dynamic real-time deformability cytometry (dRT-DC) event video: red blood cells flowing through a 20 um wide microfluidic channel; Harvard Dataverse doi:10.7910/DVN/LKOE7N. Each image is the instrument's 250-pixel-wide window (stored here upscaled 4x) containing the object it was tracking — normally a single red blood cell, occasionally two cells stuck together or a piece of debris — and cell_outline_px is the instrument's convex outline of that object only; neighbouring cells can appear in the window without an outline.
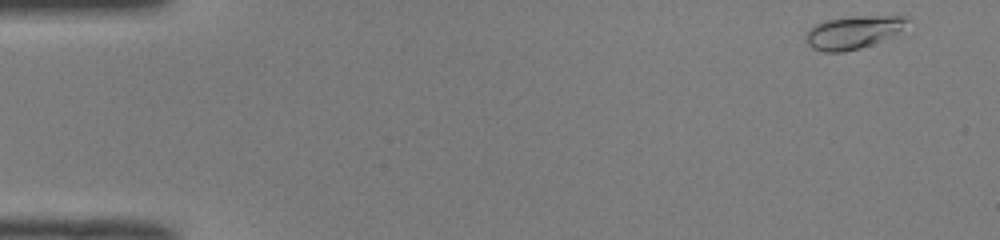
{"species": "common noctule bat (a hibernating species)", "species_latin": "Nyctalus noctula", "temperature_condition": "room temperature", "stored_images_in_passage": 49, "camera_frame_rate_fps": 3000, "um_per_image_px": 0.085, "animal": {"sex": "male", "body_mass_g": 19.0, "forearm_length_mm": 50.8}, "frame": {"image": 1, "passage_image": 1, "time_ms": 0.0, "image_size_px": [1000, 240], "cell_outline_px": [[908, 20], [896, 36], [860, 48], [844, 52], [824, 52], [812, 48], [804, 40], [804, 36], [812, 24], [824, 20], [848, 16], [908, 16]], "centroid_in_image_um": [72.48, 2.74], "position_along_channel_um": 12.5, "area_um2": 19.83}}
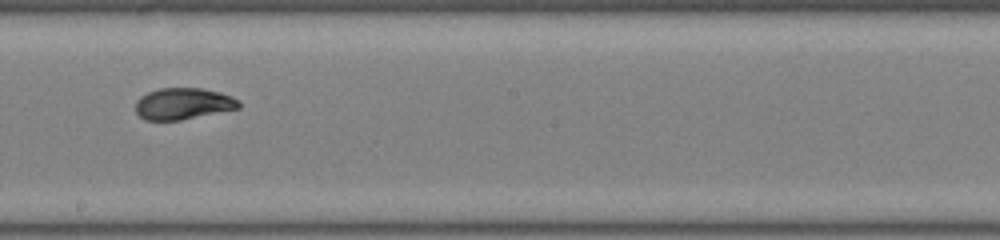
{"frame": {"image": 2, "passage_image": 27, "time_ms": 8.667, "image_size_px": [1000, 240], "cell_outline_px": [[240, 108], [180, 120], [144, 120], [136, 112], [136, 100], [140, 96], [148, 92], [160, 88], [204, 88], [220, 92], [232, 96], [240, 100]], "centroid_in_image_um": [15.58, 8.81], "position_along_channel_um": 232.6, "area_um2": 19.07}}
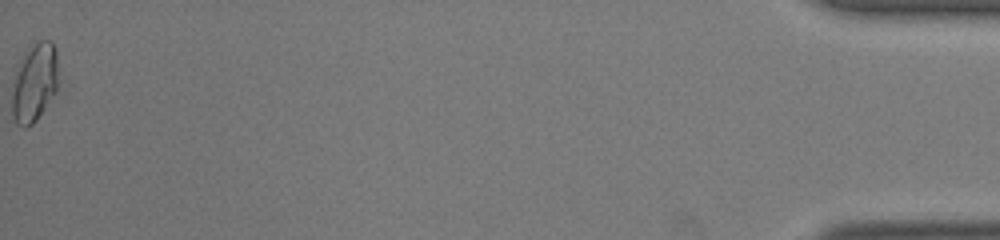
{"frame": {"image": 3, "passage_image": 49, "time_ms": 16.0, "image_size_px": [1000, 240], "cell_outline_px": [[68, 88], [32, 124], [24, 128], [16, 124], [12, 120], [12, 80], [16, 64], [24, 52], [40, 40], [52, 40], [56, 48]], "centroid_in_image_um": [3.11, 7.03], "position_along_channel_um": 432.1, "area_um2": 24.28}, "authors_computed_cell_mechanics": {"area_um2": 19.3052, "velocity_mm_per_s": 4.0515, "shape_relaxation_time_tau1_ms": 4.6056, "shape_relaxation_time_tau2_ms": null, "deformation_change_tau1": 0.1661, "deformation_change_tau2": null}}